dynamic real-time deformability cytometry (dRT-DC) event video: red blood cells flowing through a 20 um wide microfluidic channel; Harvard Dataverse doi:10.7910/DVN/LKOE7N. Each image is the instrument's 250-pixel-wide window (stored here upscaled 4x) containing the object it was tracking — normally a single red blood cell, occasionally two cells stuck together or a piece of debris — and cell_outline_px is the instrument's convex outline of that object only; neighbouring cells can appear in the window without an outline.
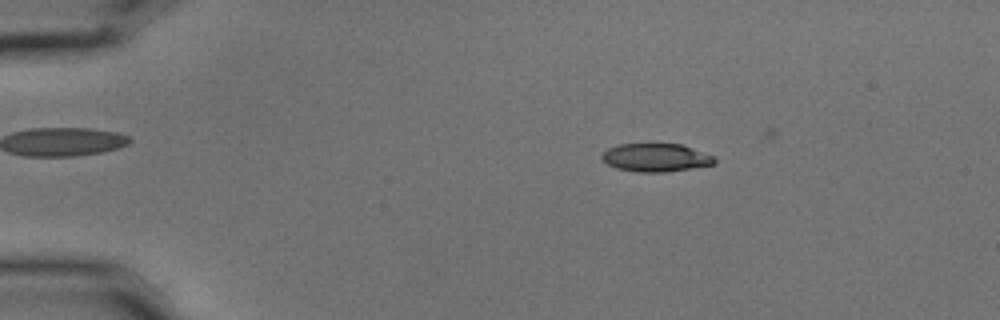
{"species": "common noctule bat (a hibernating species)", "species_latin": "Nyctalus noctula", "temperature_condition": "cold", "stored_images_in_passage": 52, "camera_frame_rate_fps": 3000, "um_per_image_px": 0.085, "animal": {"sex": "male", "body_mass_g": 15.6}, "frame": {"image": 1, "passage_image": 10, "time_ms": 3.0, "image_size_px": [1000, 320], "cell_outline_px": [[716, 160], [712, 164], [668, 172], [640, 172], [616, 168], [608, 164], [600, 156], [608, 148], [620, 144], [680, 144], [716, 156]], "centroid_in_image_um": [55.75, 13.39], "position_along_channel_um": 29.3, "area_um2": 18.32}}
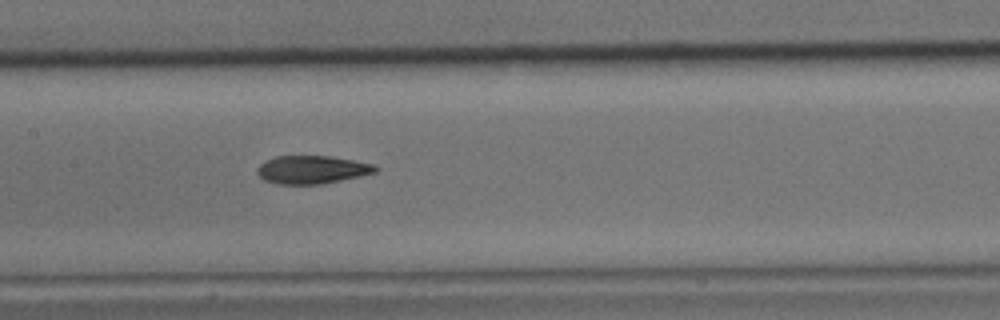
{"frame": {"image": 2, "passage_image": 28, "time_ms": 9.0, "image_size_px": [1000, 320], "cell_outline_px": [[380, 168], [376, 172], [360, 176], [324, 184], [276, 184], [264, 180], [256, 172], [256, 168], [264, 160], [276, 156], [328, 156], [376, 164]], "centroid_in_image_um": [26.52, 14.42], "position_along_channel_um": 180.9, "area_um2": 19.54}}
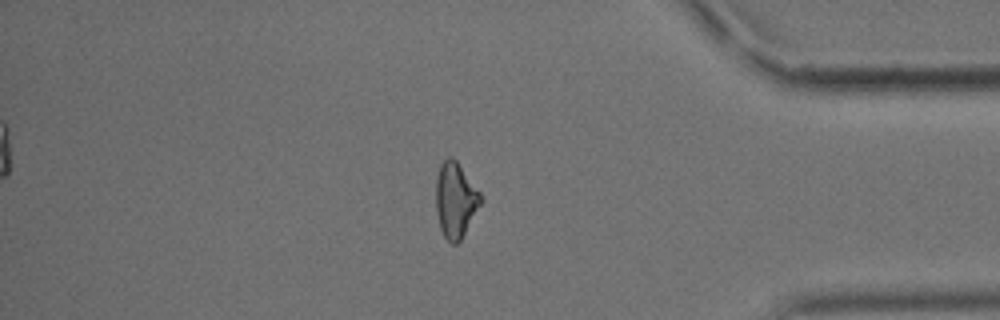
{"frame": {"image": 3, "passage_image": 48, "time_ms": 15.667, "image_size_px": [1000, 320], "cell_outline_px": [[484, 200], [460, 240], [456, 244], [452, 244], [444, 236], [440, 228], [436, 212], [436, 180], [440, 164], [448, 156], [452, 156], [456, 160], [480, 192]], "centroid_in_image_um": [38.72, 16.99], "position_along_channel_um": 396.5, "area_um2": 19.65}}